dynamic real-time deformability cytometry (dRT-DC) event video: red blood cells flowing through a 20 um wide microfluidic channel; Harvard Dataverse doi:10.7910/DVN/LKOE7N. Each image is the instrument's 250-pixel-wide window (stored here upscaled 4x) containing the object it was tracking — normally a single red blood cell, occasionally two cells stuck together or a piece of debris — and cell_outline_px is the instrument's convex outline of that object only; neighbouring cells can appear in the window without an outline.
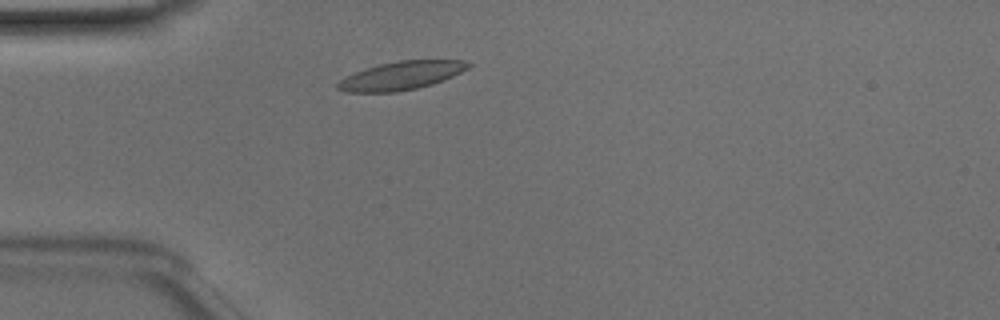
{"species": "Egyptian fruit bat (a non-hibernating species)", "species_latin": "Rousettus aegyptiacus", "temperature_condition": "room temperature", "stored_images_in_passage": 42, "camera_frame_rate_fps": 3000, "um_per_image_px": 0.085, "animal": {"sex": "male"}, "frame": {"image": 1, "passage_image": 6, "time_ms": 1.667, "image_size_px": [1000, 320], "cell_outline_px": [[472, 64], [468, 68], [444, 80], [432, 84], [416, 88], [396, 92], [344, 92], [336, 88], [336, 84], [340, 80], [356, 72], [380, 64], [400, 60], [464, 60]], "centroid_in_image_um": [34.11, 6.43], "position_along_channel_um": 50.9, "area_um2": 21.33}}
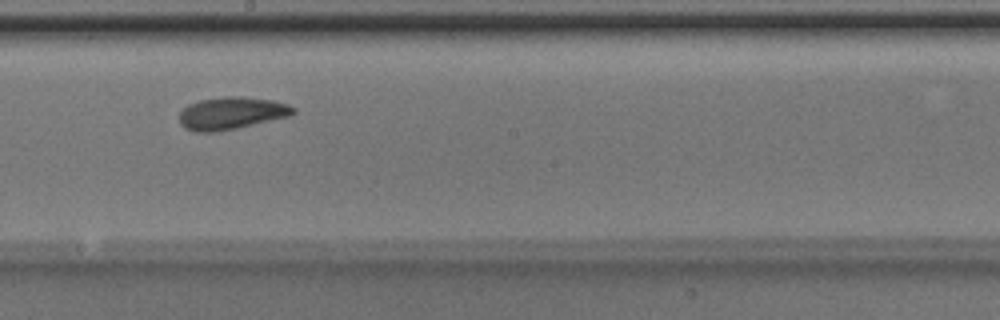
{"frame": {"image": 2, "passage_image": 20, "time_ms": 6.333, "image_size_px": [1000, 320], "cell_outline_px": [[296, 112], [292, 116], [236, 128], [212, 132], [196, 132], [184, 128], [180, 124], [180, 112], [188, 104], [200, 100], [224, 96], [244, 96], [272, 100], [288, 104], [296, 108]], "centroid_in_image_um": [19.7, 9.61], "position_along_channel_um": 228.5, "area_um2": 21.68}}
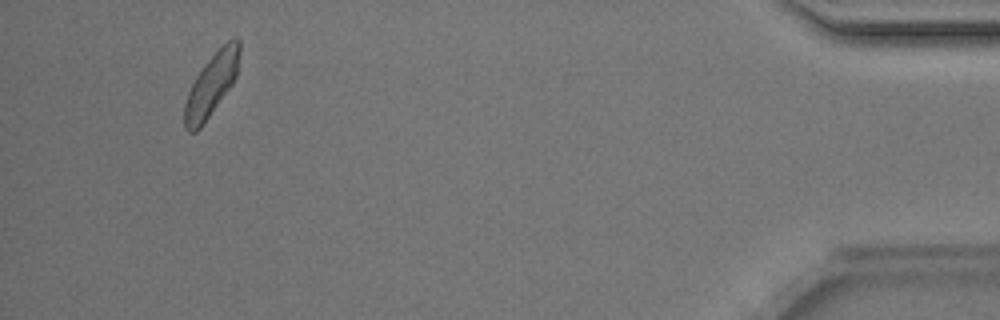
{"frame": {"image": 3, "passage_image": 39, "time_ms": 12.667, "image_size_px": [1000, 320], "cell_outline_px": [[240, 52], [236, 76], [232, 84], [200, 128], [196, 132], [188, 132], [184, 128], [184, 104], [188, 92], [196, 76], [204, 64], [228, 40], [236, 36], [240, 40]], "centroid_in_image_um": [17.96, 7.2], "position_along_channel_um": 417.2, "area_um2": 19.77}, "authors_computed_cell_mechanics": {"area_um2": 20.519, "velocity_mm_per_s": 4.0829, "shape_relaxation_time_tau1_ms": 2.528, "shape_relaxation_time_tau2_ms": 3.0617, "deformation_change_tau1": 0.0947, "deformation_change_tau2": 0.0794}}